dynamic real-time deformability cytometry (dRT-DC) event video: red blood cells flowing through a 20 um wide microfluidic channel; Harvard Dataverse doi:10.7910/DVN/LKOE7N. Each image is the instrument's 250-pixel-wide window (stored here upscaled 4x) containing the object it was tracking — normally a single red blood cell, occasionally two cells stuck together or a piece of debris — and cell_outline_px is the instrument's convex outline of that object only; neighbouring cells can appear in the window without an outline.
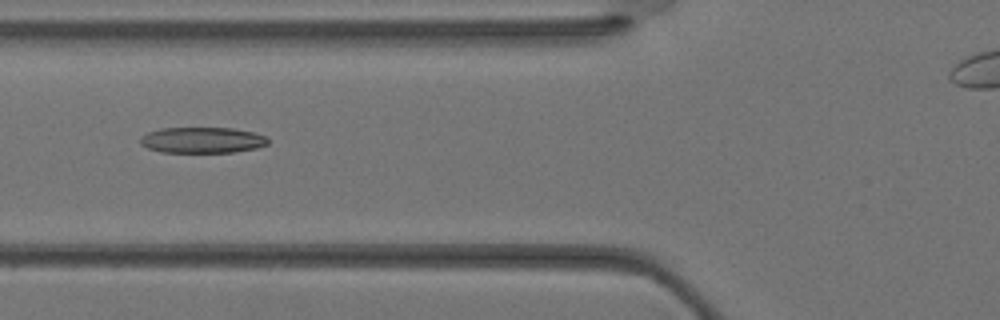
{"species": "Egyptian fruit bat (a non-hibernating species)", "species_latin": "Rousettus aegyptiacus", "temperature_condition": "warm", "stored_images_in_passage": 33, "camera_frame_rate_fps": 3000, "um_per_image_px": 0.085, "animal": {"sex": "female"}, "frame": {"image": 1, "passage_image": 14, "time_ms": 4.333, "image_size_px": [1000, 320], "cell_outline_px": [[268, 144], [256, 148], [236, 152], [160, 152], [148, 148], [140, 144], [140, 136], [148, 132], [160, 128], [232, 128], [252, 132], [268, 136]], "centroid_in_image_um": [17.19, 11.91], "position_along_channel_um": 108.6, "area_um2": 19.36}}
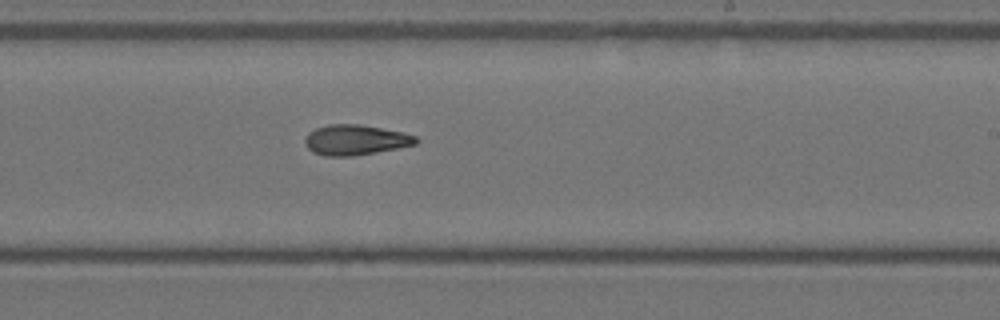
{"frame": {"image": 2, "passage_image": 22, "time_ms": 7.0, "image_size_px": [1000, 320], "cell_outline_px": [[420, 140], [416, 144], [376, 152], [352, 156], [324, 156], [312, 152], [304, 144], [304, 140], [308, 132], [316, 128], [328, 124], [356, 124], [380, 128], [400, 132], [416, 136]], "centroid_in_image_um": [30.16, 11.9], "position_along_channel_um": 258.8, "area_um2": 19.48}}
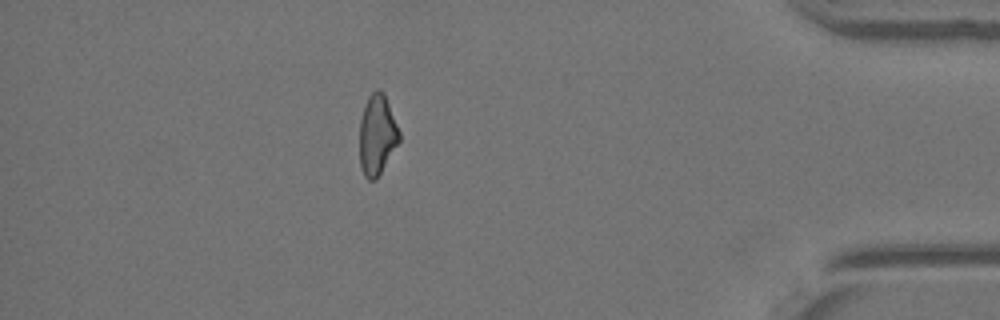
{"frame": {"image": 3, "passage_image": 32, "time_ms": 10.333, "image_size_px": [1000, 320], "cell_outline_px": [[400, 140], [376, 180], [368, 180], [364, 176], [360, 164], [360, 120], [368, 96], [372, 92], [384, 92], [400, 132]], "centroid_in_image_um": [32.05, 11.49], "position_along_channel_um": 403.1, "area_um2": 18.32}}